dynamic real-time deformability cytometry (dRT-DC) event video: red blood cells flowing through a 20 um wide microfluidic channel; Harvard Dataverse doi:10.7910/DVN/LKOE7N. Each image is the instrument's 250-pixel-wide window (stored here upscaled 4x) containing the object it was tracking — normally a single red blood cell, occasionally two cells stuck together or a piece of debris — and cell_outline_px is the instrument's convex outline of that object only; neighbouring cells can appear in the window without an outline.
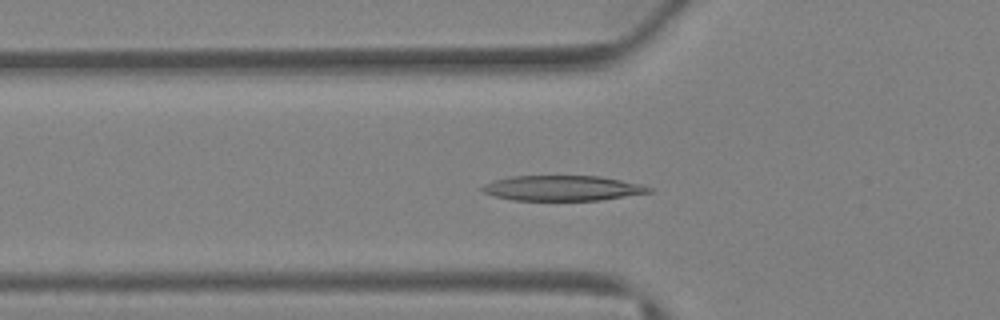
{"species": "Egyptian fruit bat (a non-hibernating species)", "species_latin": "Rousettus aegyptiacus", "temperature_condition": "warm", "stored_images_in_passage": 40, "camera_frame_rate_fps": 3000, "um_per_image_px": 0.085, "animal": {"sex": "female"}, "frame": {"image": 1, "passage_image": 14, "time_ms": 4.333, "image_size_px": [1000, 320], "cell_outline_px": [[656, 192], [600, 200], [512, 200], [496, 196], [484, 192], [480, 188], [484, 184], [492, 180], [512, 176], [600, 176], [640, 184], [656, 188]], "centroid_in_image_um": [47.87, 15.99], "position_along_channel_um": 77.9, "area_um2": 24.62}}
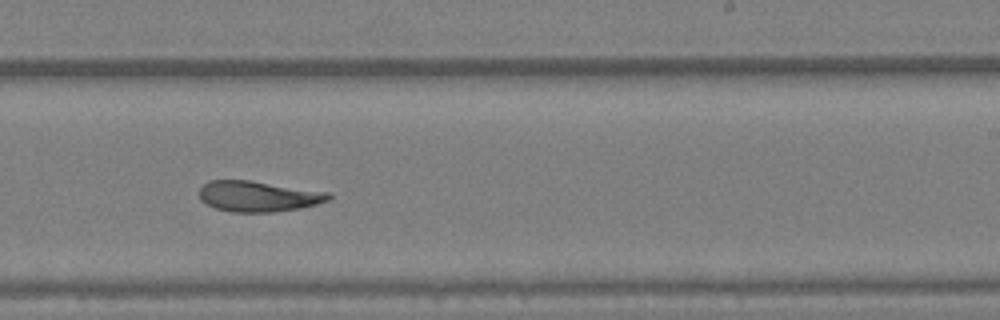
{"frame": {"image": 2, "passage_image": 25, "time_ms": 8.0, "image_size_px": [1000, 320], "cell_outline_px": [[332, 196], [328, 200], [316, 204], [300, 208], [272, 212], [232, 212], [216, 208], [200, 200], [200, 188], [208, 180], [248, 180], [332, 192]], "centroid_in_image_um": [21.97, 16.68], "position_along_channel_um": 267.0, "area_um2": 23.12}}
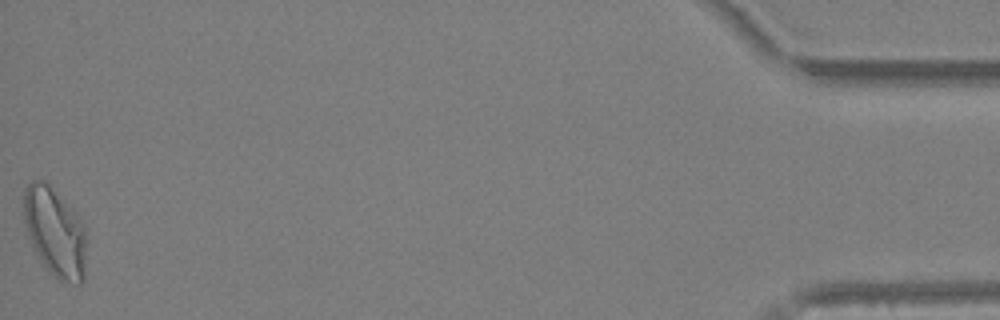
{"frame": {"image": 3, "passage_image": 40, "time_ms": 13.0, "image_size_px": [1000, 320], "cell_outline_px": [[84, 280], [80, 284], [60, 280], [44, 264], [36, 252], [32, 244], [24, 224], [24, 188], [32, 180], [44, 180], [76, 212], [84, 228]], "centroid_in_image_um": [4.65, 19.68], "position_along_channel_um": 430.6, "area_um2": 31.67}}